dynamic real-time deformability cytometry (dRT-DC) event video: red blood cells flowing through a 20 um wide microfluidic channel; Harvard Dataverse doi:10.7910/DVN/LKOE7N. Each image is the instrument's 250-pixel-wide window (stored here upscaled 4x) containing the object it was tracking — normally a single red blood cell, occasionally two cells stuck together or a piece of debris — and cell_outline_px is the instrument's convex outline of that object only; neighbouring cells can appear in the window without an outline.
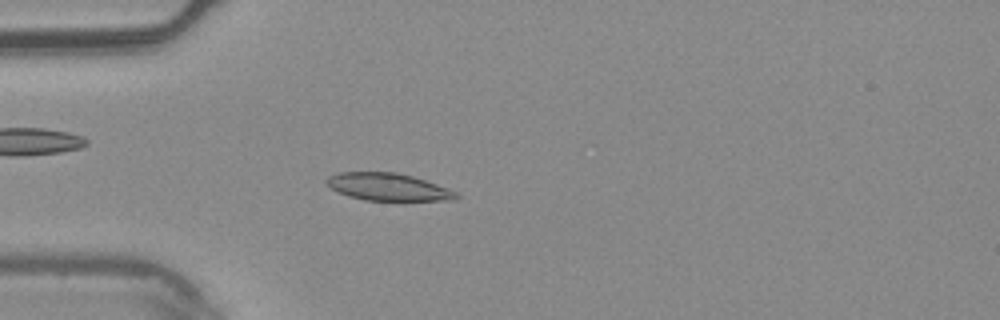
{"species": "common noctule bat (a hibernating species)", "species_latin": "Nyctalus noctula", "temperature_condition": "warm", "stored_images_in_passage": 3, "camera_frame_rate_fps": 3000, "um_per_image_px": 0.085, "animal": {"sex": "male", "body_mass_g": 20.4}, "frame": {"image": 1, "passage_image": 3, "time_ms": 0.667, "image_size_px": [1000, 320], "cell_outline_px": [[460, 196], [456, 200], [364, 200], [348, 196], [332, 188], [324, 180], [328, 176], [340, 172], [396, 172], [412, 176], [448, 188], [456, 192]], "centroid_in_image_um": [32.99, 15.88], "position_along_channel_um": 52.0, "area_um2": 20.52}}